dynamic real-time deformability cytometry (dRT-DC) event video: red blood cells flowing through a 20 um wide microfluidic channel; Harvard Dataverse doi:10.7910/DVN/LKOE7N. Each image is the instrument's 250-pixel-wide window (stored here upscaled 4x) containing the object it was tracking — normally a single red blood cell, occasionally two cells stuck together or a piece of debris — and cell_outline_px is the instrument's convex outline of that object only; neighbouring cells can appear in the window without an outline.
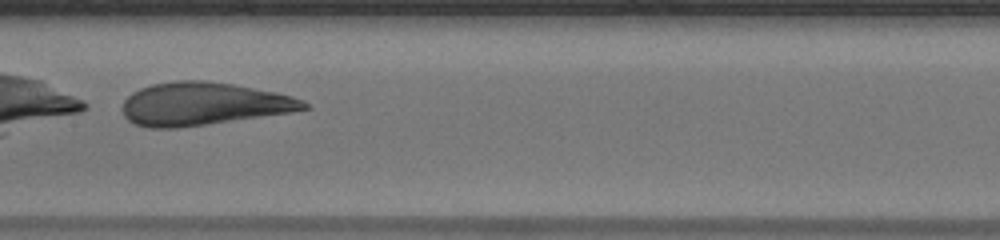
{"species": "human", "species_latin": "Homo sapiens", "temperature_condition": "warm", "stored_images_in_passage": 34, "camera_frame_rate_fps": 3000, "um_per_image_px": 0.085, "donor": {"sex": "male"}, "frame": {"image": 1, "passage_image": 14, "time_ms": 4.333, "image_size_px": [1000, 240], "cell_outline_px": [[312, 108], [292, 112], [176, 128], [148, 128], [132, 124], [124, 116], [124, 100], [132, 92], [140, 88], [152, 84], [176, 80], [204, 80], [232, 84], [276, 92], [292, 96], [304, 100]], "centroid_in_image_um": [17.28, 8.83], "position_along_channel_um": 190.1, "area_um2": 45.32}}
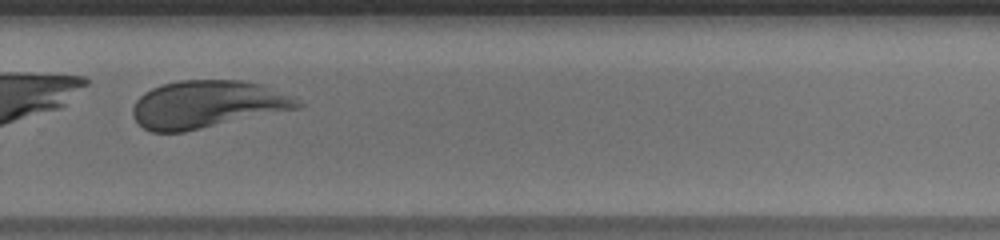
{"frame": {"image": 2, "passage_image": 23, "time_ms": 7.333, "image_size_px": [1000, 240], "cell_outline_px": [[304, 104], [300, 108], [184, 132], [152, 132], [144, 128], [132, 116], [132, 108], [136, 100], [144, 92], [160, 84], [180, 80], [244, 80], [260, 84], [296, 100]], "centroid_in_image_um": [17.55, 8.87], "position_along_channel_um": 312.3, "area_um2": 45.37}}